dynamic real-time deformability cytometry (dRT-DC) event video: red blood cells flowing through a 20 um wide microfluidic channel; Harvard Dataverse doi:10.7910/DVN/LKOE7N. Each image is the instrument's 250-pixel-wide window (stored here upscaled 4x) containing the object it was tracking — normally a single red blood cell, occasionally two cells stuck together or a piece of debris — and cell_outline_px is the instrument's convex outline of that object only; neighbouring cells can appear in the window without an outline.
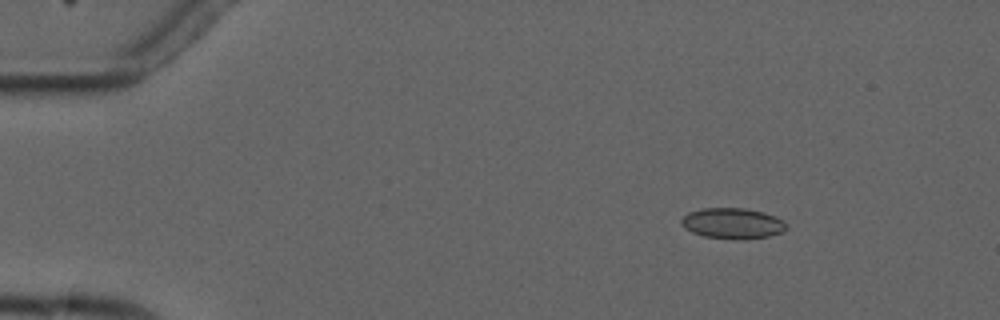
{"species": "common noctule bat (a hibernating species)", "species_latin": "Nyctalus noctula", "temperature_condition": "cold", "stored_images_in_passage": 9, "camera_frame_rate_fps": 3000, "um_per_image_px": 0.085, "animal": {"sex": "male", "forearm_length_mm": 52.5}, "frame": {"image": 1, "passage_image": 3, "time_ms": 2.333, "image_size_px": [1000, 320], "cell_outline_px": [[788, 228], [784, 232], [768, 236], [744, 240], [736, 240], [704, 236], [692, 232], [684, 228], [680, 224], [680, 220], [688, 212], [704, 208], [744, 208], [764, 212], [776, 216], [784, 220], [788, 224]], "centroid_in_image_um": [62.31, 18.99], "position_along_channel_um": 22.7, "area_um2": 19.19}}
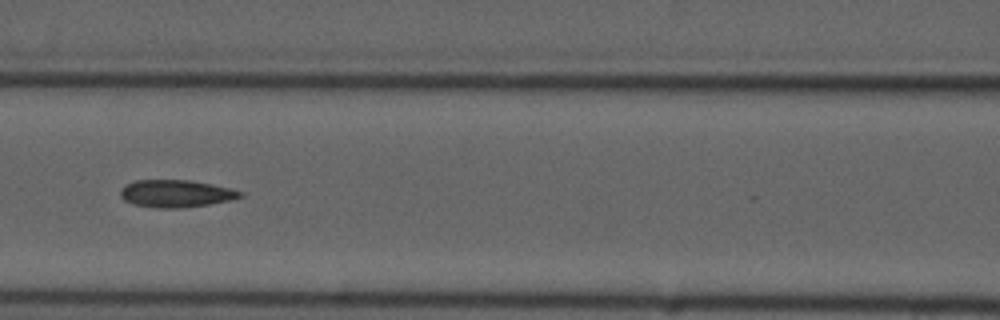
{"frame": {"image": 2, "passage_image": 7, "time_ms": 8.0, "image_size_px": [1000, 320], "cell_outline_px": [[244, 196], [232, 200], [208, 204], [180, 208], [156, 208], [132, 204], [124, 200], [120, 196], [120, 192], [128, 184], [136, 180], [188, 180], [212, 184], [232, 188], [244, 192]], "centroid_in_image_um": [15.0, 16.46], "position_along_channel_um": 151.6, "area_um2": 19.13}}
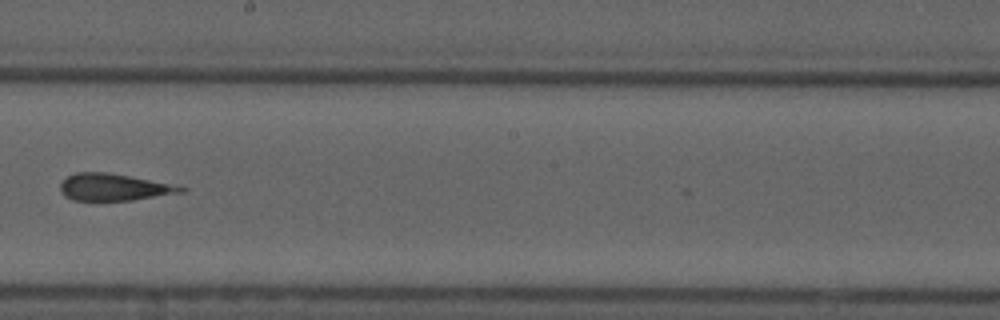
{"frame": {"image": 3, "passage_image": 9, "time_ms": 10.333, "image_size_px": [1000, 320], "cell_outline_px": [[188, 188], [184, 192], [132, 200], [72, 200], [64, 196], [60, 192], [60, 184], [68, 176], [76, 172], [108, 172], [180, 184]], "centroid_in_image_um": [9.75, 15.9], "position_along_channel_um": 238.4, "area_um2": 19.31}}